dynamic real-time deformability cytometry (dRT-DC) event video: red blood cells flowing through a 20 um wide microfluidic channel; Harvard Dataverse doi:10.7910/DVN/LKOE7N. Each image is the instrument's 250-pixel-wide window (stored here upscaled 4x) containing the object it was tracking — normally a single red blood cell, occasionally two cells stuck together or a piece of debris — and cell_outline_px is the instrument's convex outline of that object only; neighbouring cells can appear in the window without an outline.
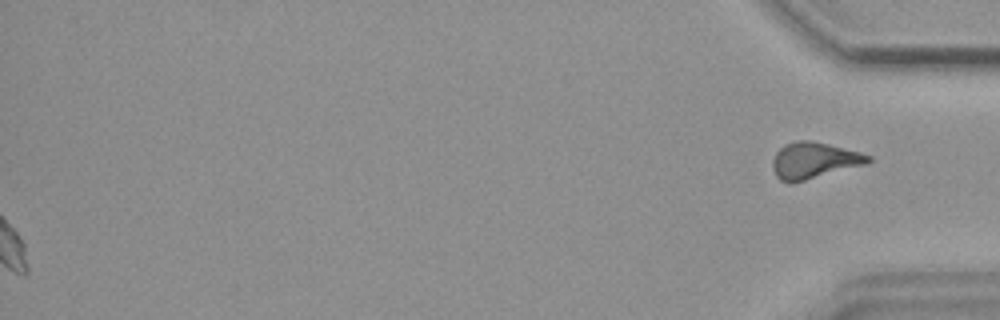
{"species": "common noctule bat (a hibernating species)", "species_latin": "Nyctalus noctula", "temperature_condition": "warm", "stored_images_in_passage": 43, "camera_frame_rate_fps": 3000, "um_per_image_px": 0.085, "animal": {"sex": "female", "body_mass_g": 18.4}, "frame": {"image": 1, "passage_image": 43, "time_ms": 14.0, "image_size_px": [1000, 320], "cell_outline_px": [[872, 160], [868, 164], [792, 184], [788, 184], [780, 180], [776, 176], [772, 168], [772, 160], [776, 152], [784, 144], [796, 140], [812, 140], [860, 152], [872, 156]], "centroid_in_image_um": [69.18, 13.65], "position_along_channel_um": 366.0, "area_um2": 20.63}, "authors_computed_cell_mechanics": {"area_um2": 17.2244, "velocity_mm_per_s": 3.6701, "shape_relaxation_time_tau1_ms": 10.7832, "shape_relaxation_time_tau2_ms": 10.0279, "deformation_change_tau1": 0.1744, "deformation_change_tau2": 0.1326}}